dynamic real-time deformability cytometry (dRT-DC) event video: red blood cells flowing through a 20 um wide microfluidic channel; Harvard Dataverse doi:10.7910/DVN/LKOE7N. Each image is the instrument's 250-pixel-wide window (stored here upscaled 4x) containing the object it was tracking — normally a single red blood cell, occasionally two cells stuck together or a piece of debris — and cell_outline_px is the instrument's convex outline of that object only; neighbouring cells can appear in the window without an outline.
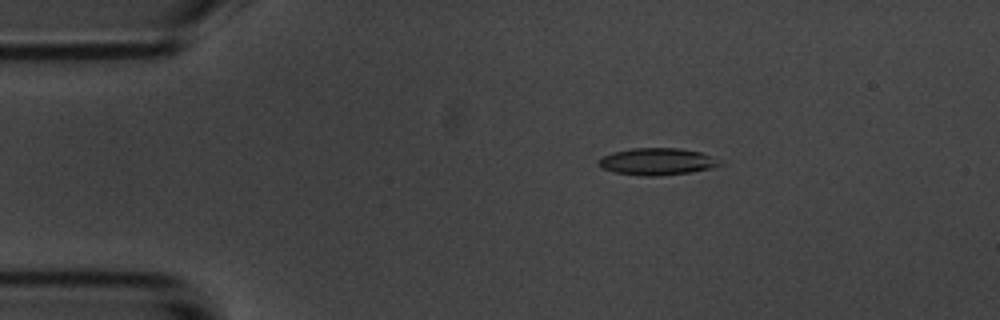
{"species": "common noctule bat (a hibernating species)", "species_latin": "Nyctalus noctula", "temperature_condition": "room temperature", "stored_images_in_passage": 4, "camera_frame_rate_fps": 3000, "um_per_image_px": 0.085, "animal": {"sex": "male", "body_mass_g": 20.1, "forearm_length_mm": 53.5}, "frame": {"image": 1, "passage_image": 3, "time_ms": 2.333, "image_size_px": [1000, 320], "cell_outline_px": [[724, 164], [712, 168], [692, 172], [656, 176], [644, 176], [616, 172], [600, 168], [596, 160], [600, 156], [612, 152], [632, 148], [680, 148], [700, 152]], "centroid_in_image_um": [55.78, 13.73], "position_along_channel_um": 29.2, "area_um2": 19.07}}